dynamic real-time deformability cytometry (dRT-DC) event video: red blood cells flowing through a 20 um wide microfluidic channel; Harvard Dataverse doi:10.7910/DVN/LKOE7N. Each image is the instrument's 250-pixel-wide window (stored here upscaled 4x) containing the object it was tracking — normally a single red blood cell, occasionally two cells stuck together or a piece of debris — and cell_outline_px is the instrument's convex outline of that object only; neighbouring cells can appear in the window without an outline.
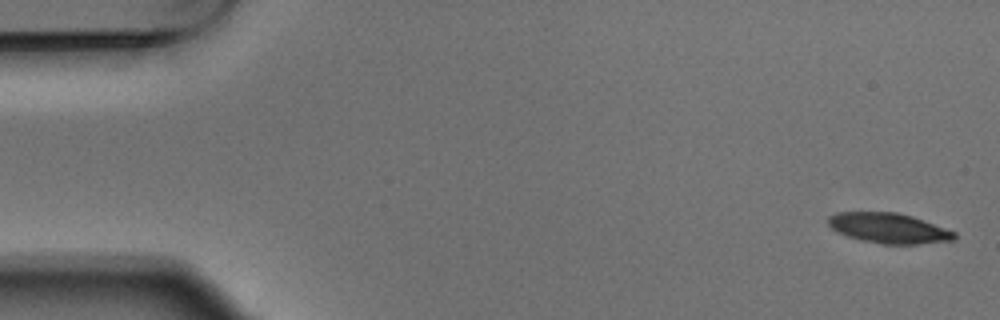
{"species": "Egyptian fruit bat (a non-hibernating species)", "species_latin": "Rousettus aegyptiacus", "temperature_condition": "warm", "stored_images_in_passage": 4, "camera_frame_rate_fps": 3000, "um_per_image_px": 0.085, "animal": {"sex": "male"}, "frame": {"image": 1, "passage_image": 1, "time_ms": 0.0, "image_size_px": [1000, 320], "cell_outline_px": [[956, 240], [916, 244], [880, 244], [860, 240], [836, 232], [828, 224], [828, 216], [836, 212], [896, 212], [912, 216], [924, 220], [956, 232]], "centroid_in_image_um": [75.53, 19.39], "position_along_channel_um": 9.5, "area_um2": 22.31}}
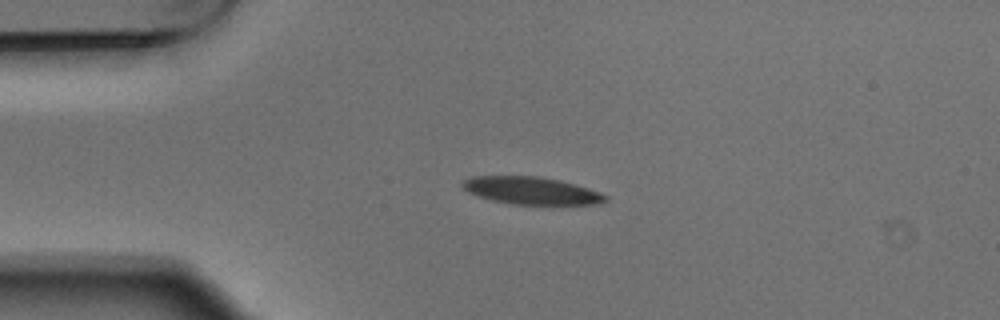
{"frame": {"image": 2, "passage_image": 4, "time_ms": 1.0, "image_size_px": [1000, 320], "cell_outline_px": [[608, 200], [596, 204], [512, 204], [492, 200], [468, 192], [460, 184], [464, 180], [472, 176], [536, 176], [560, 180], [588, 188], [600, 192], [608, 196]], "centroid_in_image_um": [45.17, 16.2], "position_along_channel_um": 39.8, "area_um2": 22.66}}